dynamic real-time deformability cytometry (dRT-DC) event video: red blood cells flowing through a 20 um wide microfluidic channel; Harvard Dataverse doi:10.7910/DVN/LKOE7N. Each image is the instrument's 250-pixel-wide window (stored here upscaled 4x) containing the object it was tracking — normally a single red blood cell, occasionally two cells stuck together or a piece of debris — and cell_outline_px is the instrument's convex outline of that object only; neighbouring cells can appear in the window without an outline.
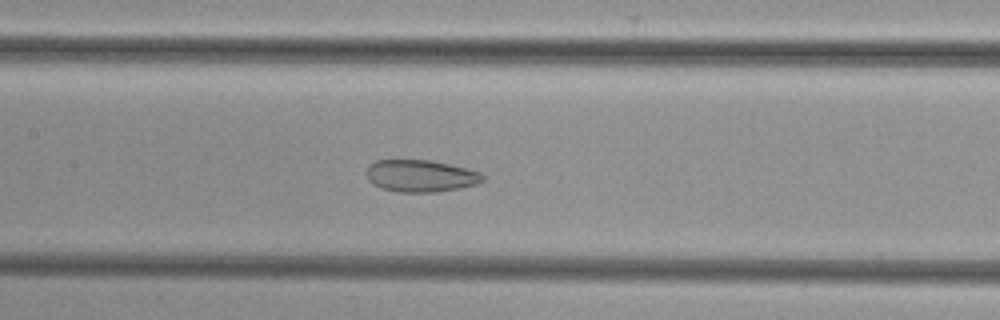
{"species": "common noctule bat (a hibernating species)", "species_latin": "Nyctalus noctula", "temperature_condition": "cold", "stored_images_in_passage": 51, "camera_frame_rate_fps": 3000, "um_per_image_px": 0.085, "animal": {"sex": "female", "body_mass_g": 29.2, "forearm_length_mm": 56.3}, "frame": {"image": 1, "passage_image": 24, "time_ms": 7.667, "image_size_px": [1000, 320], "cell_outline_px": [[484, 180], [476, 184], [460, 188], [436, 192], [400, 192], [380, 188], [372, 184], [368, 180], [368, 168], [376, 160], [432, 160], [468, 168], [480, 172], [484, 176]], "centroid_in_image_um": [35.79, 14.95], "position_along_channel_um": 171.6, "area_um2": 21.73}}
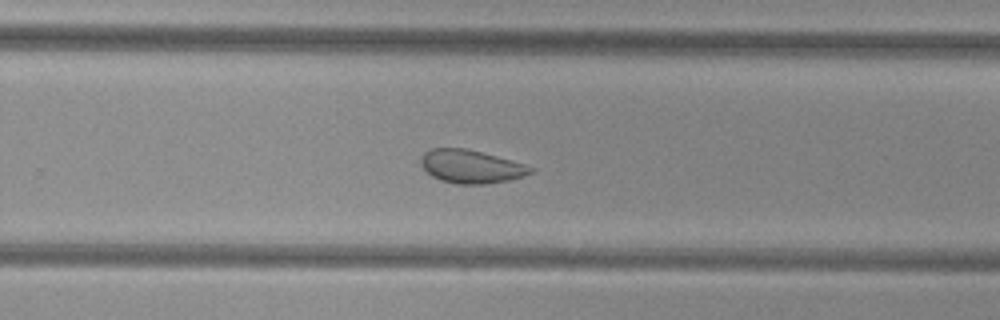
{"frame": {"image": 2, "passage_image": 33, "time_ms": 10.667, "image_size_px": [1000, 320], "cell_outline_px": [[536, 168], [532, 172], [524, 176], [508, 180], [488, 184], [456, 184], [440, 180], [432, 176], [420, 164], [420, 156], [428, 148], [468, 148], [524, 164]], "centroid_in_image_um": [40.01, 14.15], "position_along_channel_um": 289.8, "area_um2": 21.39}}
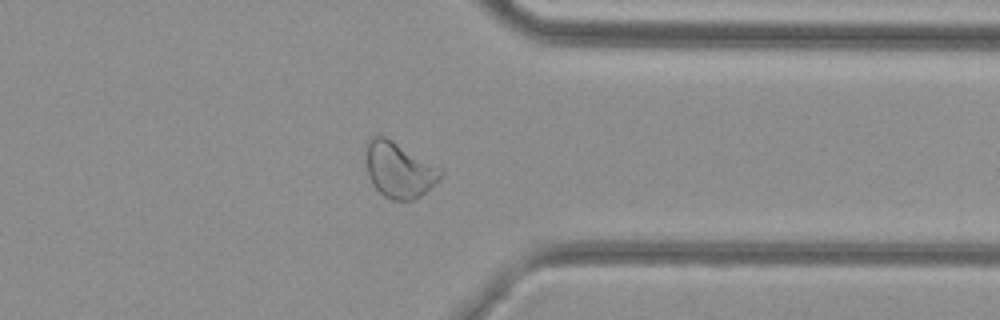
{"frame": {"image": 3, "passage_image": 40, "time_ms": 13.0, "image_size_px": [1000, 320], "cell_outline_px": [[444, 172], [420, 196], [412, 200], [392, 200], [384, 196], [372, 184], [368, 176], [364, 152], [368, 140], [372, 136], [384, 136], [392, 140]], "centroid_in_image_um": [33.82, 14.44], "position_along_channel_um": 377.6, "area_um2": 23.52}}